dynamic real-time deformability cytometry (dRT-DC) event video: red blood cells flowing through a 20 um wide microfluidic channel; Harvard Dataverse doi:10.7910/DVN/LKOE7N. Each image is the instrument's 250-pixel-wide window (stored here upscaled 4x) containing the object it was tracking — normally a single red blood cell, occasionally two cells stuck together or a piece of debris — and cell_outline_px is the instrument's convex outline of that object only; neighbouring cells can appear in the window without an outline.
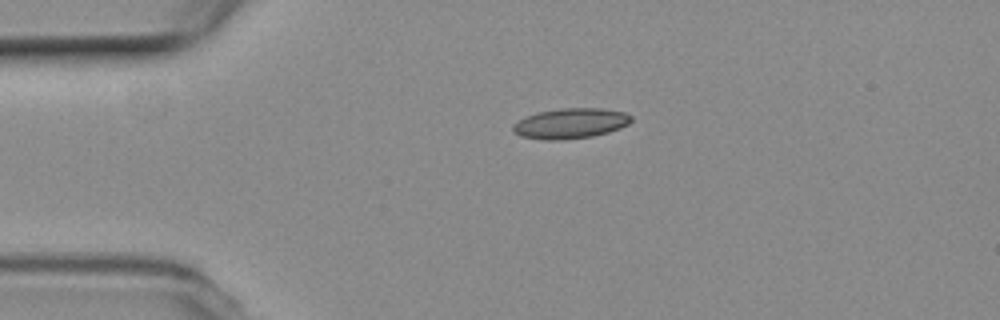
{"species": "common noctule bat (a hibernating species)", "species_latin": "Nyctalus noctula", "temperature_condition": "room temperature", "stored_images_in_passage": 43, "camera_frame_rate_fps": 3000, "um_per_image_px": 0.085, "animal": {"sex": "female", "body_mass_g": 19.3, "forearm_length_mm": 54.1}, "frame": {"image": 1, "passage_image": 1, "time_ms": 0.0, "image_size_px": [1000, 320], "cell_outline_px": [[632, 120], [628, 124], [620, 128], [608, 132], [592, 136], [564, 140], [544, 140], [520, 136], [512, 132], [512, 124], [536, 112], [560, 108], [600, 108], [624, 112], [632, 116]], "centroid_in_image_um": [48.47, 10.49], "position_along_channel_um": 36.5, "area_um2": 20.98}}
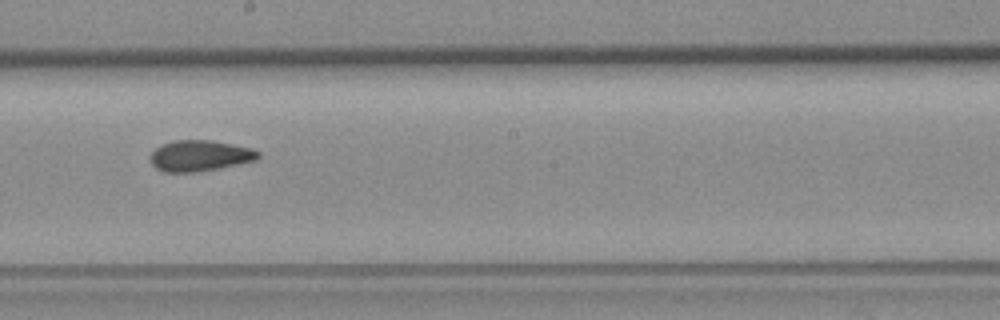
{"frame": {"image": 2, "passage_image": 19, "time_ms": 6.0, "image_size_px": [1000, 320], "cell_outline_px": [[260, 156], [256, 160], [196, 172], [164, 172], [156, 168], [152, 164], [148, 156], [160, 144], [172, 140], [212, 140], [252, 148], [260, 152]], "centroid_in_image_um": [16.94, 13.22], "position_along_channel_um": 231.3, "area_um2": 19.48}}
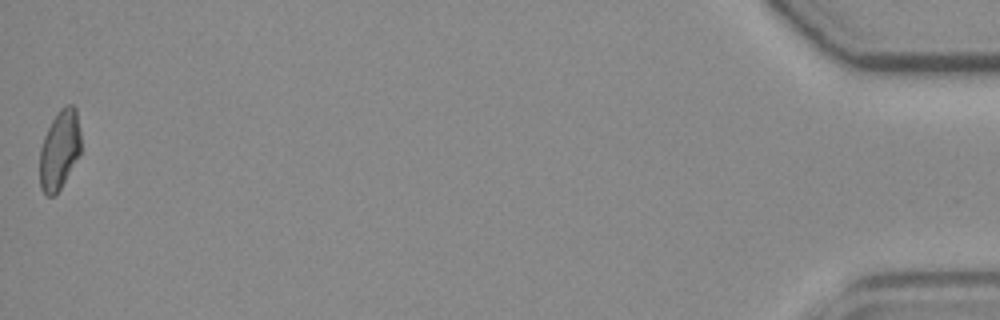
{"frame": {"image": 3, "passage_image": 43, "time_ms": 14.0, "image_size_px": [1000, 320], "cell_outline_px": [[80, 152], [60, 188], [52, 196], [44, 196], [40, 188], [40, 148], [44, 136], [52, 120], [60, 108], [64, 104], [72, 104], [76, 108], [80, 132]], "centroid_in_image_um": [5.04, 12.71], "position_along_channel_um": 430.2, "area_um2": 18.84}, "authors_computed_cell_mechanics": {"area_um2": 19.3052, "velocity_mm_per_s": 3.7959, "shape_relaxation_time_tau1_ms": null, "shape_relaxation_time_tau2_ms": 2.5845, "deformation_change_tau1": null, "deformation_change_tau2": 0.0734}}